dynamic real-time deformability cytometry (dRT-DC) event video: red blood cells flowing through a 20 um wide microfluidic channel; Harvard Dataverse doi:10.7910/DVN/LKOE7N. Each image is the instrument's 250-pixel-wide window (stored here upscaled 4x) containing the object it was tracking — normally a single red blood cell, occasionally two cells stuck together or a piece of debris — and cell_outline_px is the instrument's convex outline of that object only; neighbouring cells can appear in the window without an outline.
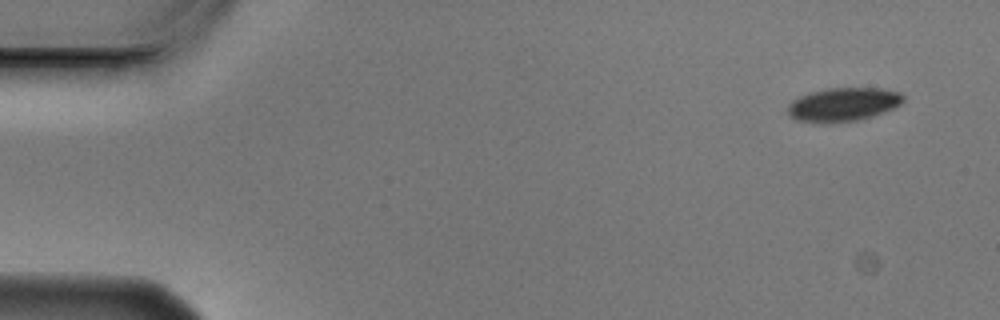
{"species": "Egyptian fruit bat (a non-hibernating species)", "species_latin": "Rousettus aegyptiacus", "temperature_condition": "cold", "stored_images_in_passage": 10, "camera_frame_rate_fps": 3000, "um_per_image_px": 0.085, "animal": {"sex": "male"}, "frame": {"image": 1, "passage_image": 1, "time_ms": 0.0, "image_size_px": [1000, 320], "cell_outline_px": [[904, 100], [900, 104], [884, 112], [872, 116], [856, 120], [828, 124], [820, 124], [796, 120], [788, 116], [788, 104], [792, 100], [808, 92], [828, 88], [880, 88], [900, 92], [904, 96]], "centroid_in_image_um": [71.62, 8.89], "position_along_channel_um": 13.4, "area_um2": 22.95}}
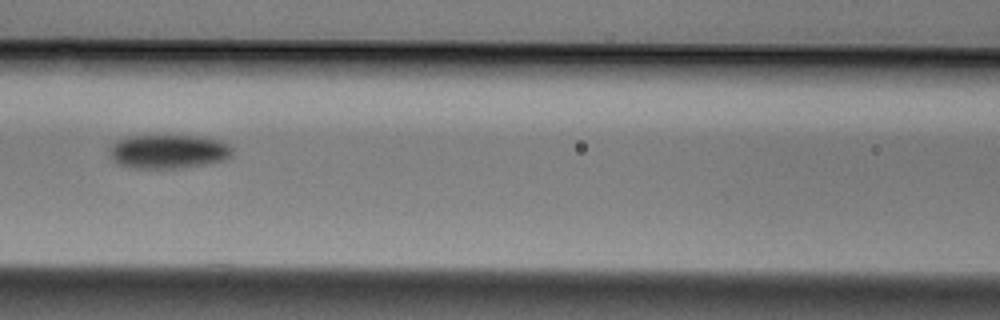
{"frame": {"image": 2, "passage_image": 6, "time_ms": 1.667, "image_size_px": [1000, 320], "cell_outline_px": [[232, 156], [224, 160], [204, 164], [176, 168], [136, 168], [120, 164], [112, 160], [108, 156], [108, 148], [116, 140], [128, 136], [196, 136], [220, 140], [228, 144], [232, 148]], "centroid_in_image_um": [14.27, 12.87], "position_along_channel_um": 152.3, "area_um2": 24.33}}
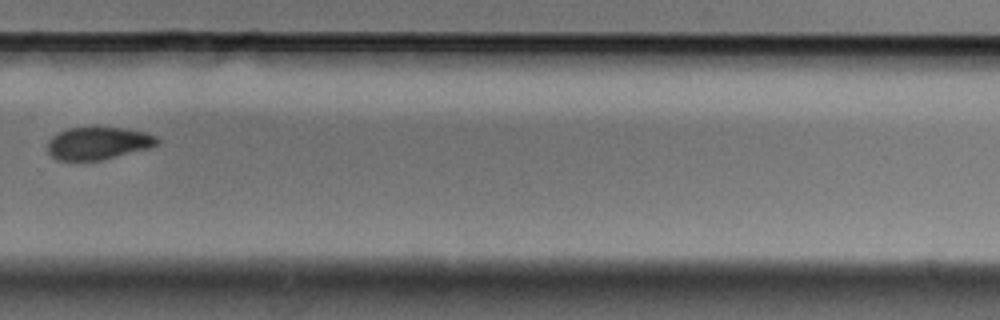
{"frame": {"image": 3, "passage_image": 10, "time_ms": 3.0, "image_size_px": [1000, 320], "cell_outline_px": [[160, 140], [156, 144], [148, 148], [100, 160], [56, 160], [48, 152], [48, 140], [52, 136], [68, 128], [128, 128], [148, 132], [156, 136]], "centroid_in_image_um": [8.35, 12.17], "position_along_channel_um": 321.5, "area_um2": 20.58}}